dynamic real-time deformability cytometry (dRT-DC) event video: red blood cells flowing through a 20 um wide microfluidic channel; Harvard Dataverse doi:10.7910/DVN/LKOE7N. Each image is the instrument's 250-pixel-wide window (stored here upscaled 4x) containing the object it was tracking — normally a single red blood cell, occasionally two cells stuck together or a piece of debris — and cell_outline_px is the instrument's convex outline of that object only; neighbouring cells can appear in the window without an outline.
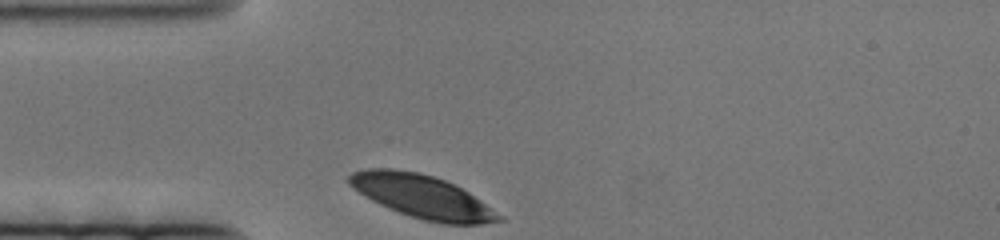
{"species": "human", "species_latin": "Homo sapiens", "temperature_condition": "cold", "stored_images_in_passage": 44, "camera_frame_rate_fps": 3000, "um_per_image_px": 0.085, "donor": {"sex": "female"}, "frame": {"image": 1, "passage_image": 1, "time_ms": 0.0, "image_size_px": [1000, 240], "cell_outline_px": [[504, 220], [480, 224], [444, 224], [424, 220], [400, 212], [380, 204], [372, 200], [348, 184], [348, 176], [352, 172], [368, 168], [392, 168], [420, 172], [444, 180], [468, 192], [504, 216]], "centroid_in_image_um": [35.9, 16.7], "position_along_channel_um": 49.1, "area_um2": 37.28}}
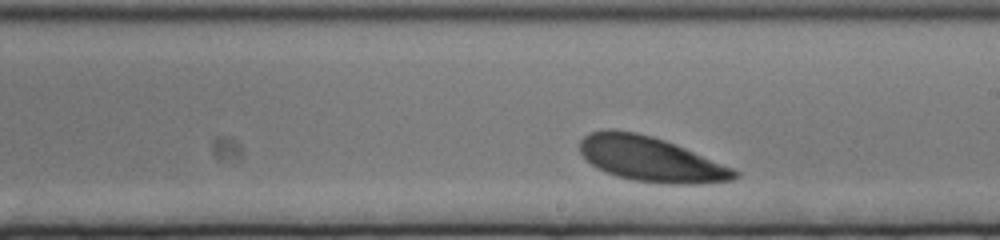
{"frame": {"image": 2, "passage_image": 26, "time_ms": 8.333, "image_size_px": [1000, 240], "cell_outline_px": [[740, 172], [732, 180], [700, 184], [668, 184], [632, 180], [616, 176], [604, 172], [596, 168], [580, 152], [580, 140], [588, 132], [608, 128], [636, 132], [652, 136], [664, 140], [684, 148], [732, 168]], "centroid_in_image_um": [55.25, 13.52], "position_along_channel_um": 233.7, "area_um2": 40.29}}
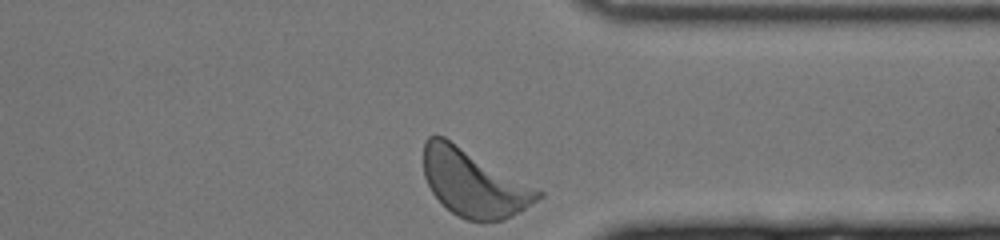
{"frame": {"image": 3, "passage_image": 44, "time_ms": 14.333, "image_size_px": [1000, 240], "cell_outline_px": [[544, 196], [520, 212], [504, 220], [484, 224], [480, 224], [456, 216], [432, 192], [424, 176], [424, 140], [428, 136], [444, 136], [544, 192]], "centroid_in_image_um": [40.29, 15.59], "position_along_channel_um": 371.1, "area_um2": 44.85}}